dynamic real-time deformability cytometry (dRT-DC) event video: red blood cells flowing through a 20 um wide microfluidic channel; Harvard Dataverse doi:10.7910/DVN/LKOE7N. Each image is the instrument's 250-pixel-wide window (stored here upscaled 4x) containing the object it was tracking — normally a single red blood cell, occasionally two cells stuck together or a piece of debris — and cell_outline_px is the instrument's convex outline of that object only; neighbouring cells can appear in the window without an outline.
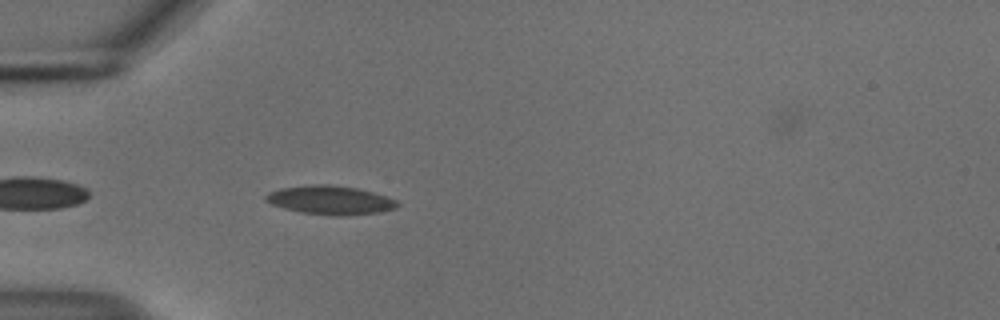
{"species": "common noctule bat (a hibernating species)", "species_latin": "Nyctalus noctula", "temperature_condition": "cold", "stored_images_in_passage": 39, "camera_frame_rate_fps": 3000, "um_per_image_px": 0.085, "animal": {"sex": "male", "body_mass_g": 18.8}, "frame": {"image": 1, "passage_image": 3, "time_ms": 0.667, "image_size_px": [1000, 320], "cell_outline_px": [[400, 204], [396, 208], [380, 212], [344, 216], [336, 216], [300, 212], [284, 208], [272, 204], [264, 200], [264, 196], [268, 192], [280, 188], [312, 184], [328, 184], [356, 188], [372, 192], [396, 200]], "centroid_in_image_um": [28.05, 17.01], "position_along_channel_um": 57.0, "area_um2": 22.08}}
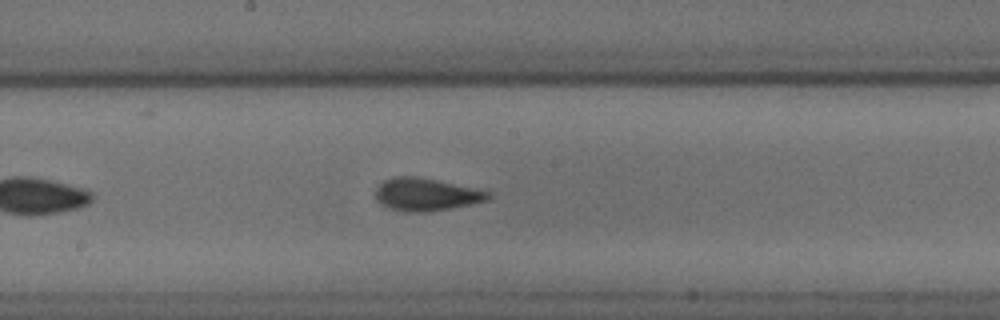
{"frame": {"image": 2, "passage_image": 16, "time_ms": 5.0, "image_size_px": [1000, 320], "cell_outline_px": [[492, 196], [488, 200], [428, 212], [404, 212], [388, 208], [380, 204], [376, 200], [376, 188], [384, 180], [396, 176], [416, 176], [436, 180], [492, 192]], "centroid_in_image_um": [36.18, 16.53], "position_along_channel_um": 212.0, "area_um2": 21.33}}
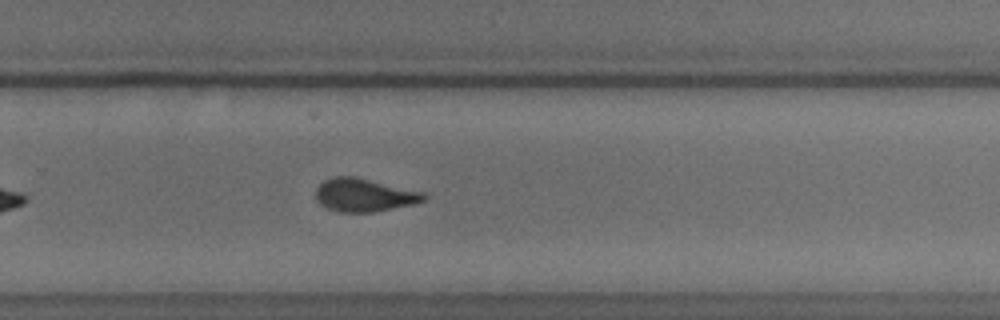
{"frame": {"image": 3, "passage_image": 23, "time_ms": 7.333, "image_size_px": [1000, 320], "cell_outline_px": [[428, 196], [424, 200], [412, 204], [376, 212], [340, 212], [328, 208], [320, 204], [316, 200], [316, 188], [324, 180], [336, 176], [356, 176], [424, 192]], "centroid_in_image_um": [30.96, 16.57], "position_along_channel_um": 298.8, "area_um2": 20.92}, "authors_computed_cell_mechanics": {"area_um2": 20.519, "velocity_mm_per_s": 3.7433, "shape_relaxation_time_tau1_ms": 5.2458, "shape_relaxation_time_tau2_ms": 1.1608, "deformation_change_tau1": 0.1475, "deformation_change_tau2": 0.0461}}